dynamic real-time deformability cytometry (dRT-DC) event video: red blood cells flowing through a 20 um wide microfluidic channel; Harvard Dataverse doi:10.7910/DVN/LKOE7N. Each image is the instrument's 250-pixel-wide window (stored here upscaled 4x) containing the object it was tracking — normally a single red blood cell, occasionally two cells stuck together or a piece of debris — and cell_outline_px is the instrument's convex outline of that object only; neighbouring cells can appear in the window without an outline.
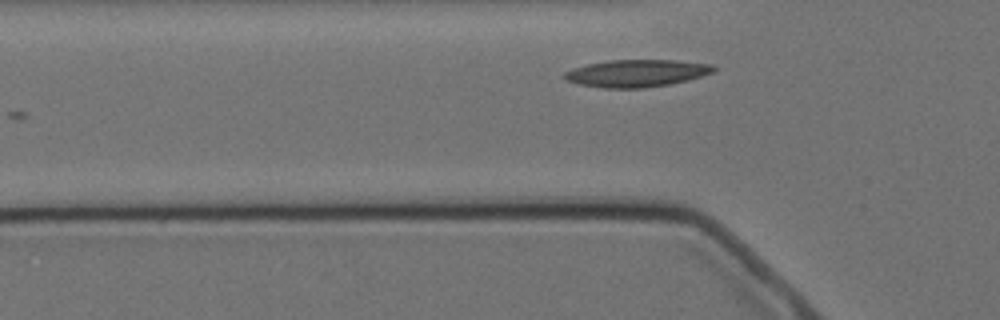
{"species": "Egyptian fruit bat (a non-hibernating species)", "species_latin": "Rousettus aegyptiacus", "temperature_condition": "cold", "stored_images_in_passage": 2, "camera_frame_rate_fps": 3000, "um_per_image_px": 0.085, "animal": {"sex": "female"}, "frame": {"image": 1, "passage_image": 2, "time_ms": 1.333, "image_size_px": [1000, 320], "cell_outline_px": [[716, 68], [712, 72], [700, 76], [668, 84], [640, 88], [604, 88], [576, 84], [568, 80], [564, 76], [564, 72], [572, 68], [588, 64], [608, 60], [676, 60], [712, 64]], "centroid_in_image_um": [54.06, 6.22], "position_along_channel_um": 71.7, "area_um2": 23.47}}